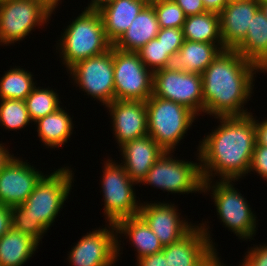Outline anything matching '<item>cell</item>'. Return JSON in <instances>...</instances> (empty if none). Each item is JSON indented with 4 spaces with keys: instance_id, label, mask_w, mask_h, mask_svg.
<instances>
[{
    "instance_id": "1",
    "label": "cell",
    "mask_w": 267,
    "mask_h": 266,
    "mask_svg": "<svg viewBox=\"0 0 267 266\" xmlns=\"http://www.w3.org/2000/svg\"><path fill=\"white\" fill-rule=\"evenodd\" d=\"M220 123L198 144L196 158L200 162L203 181L232 180L248 176L256 145L255 117H214Z\"/></svg>"
},
{
    "instance_id": "2",
    "label": "cell",
    "mask_w": 267,
    "mask_h": 266,
    "mask_svg": "<svg viewBox=\"0 0 267 266\" xmlns=\"http://www.w3.org/2000/svg\"><path fill=\"white\" fill-rule=\"evenodd\" d=\"M265 72L235 49L222 50L201 74L204 115L243 116L251 99L255 74ZM249 99V100H248Z\"/></svg>"
},
{
    "instance_id": "3",
    "label": "cell",
    "mask_w": 267,
    "mask_h": 266,
    "mask_svg": "<svg viewBox=\"0 0 267 266\" xmlns=\"http://www.w3.org/2000/svg\"><path fill=\"white\" fill-rule=\"evenodd\" d=\"M72 172L64 166L45 174L24 203L11 207L12 228L40 244L69 197L75 181Z\"/></svg>"
},
{
    "instance_id": "4",
    "label": "cell",
    "mask_w": 267,
    "mask_h": 266,
    "mask_svg": "<svg viewBox=\"0 0 267 266\" xmlns=\"http://www.w3.org/2000/svg\"><path fill=\"white\" fill-rule=\"evenodd\" d=\"M81 12L75 20L70 21L56 44V50L58 49L66 70L79 61L106 52L113 46L106 37L100 13L94 10Z\"/></svg>"
},
{
    "instance_id": "5",
    "label": "cell",
    "mask_w": 267,
    "mask_h": 266,
    "mask_svg": "<svg viewBox=\"0 0 267 266\" xmlns=\"http://www.w3.org/2000/svg\"><path fill=\"white\" fill-rule=\"evenodd\" d=\"M216 181V182H215ZM203 181L204 195H211L220 222L238 239L251 241L257 232V217L250 203L244 198L232 180Z\"/></svg>"
},
{
    "instance_id": "6",
    "label": "cell",
    "mask_w": 267,
    "mask_h": 266,
    "mask_svg": "<svg viewBox=\"0 0 267 266\" xmlns=\"http://www.w3.org/2000/svg\"><path fill=\"white\" fill-rule=\"evenodd\" d=\"M148 135L165 151L174 152L197 116L179 103L153 94L145 101Z\"/></svg>"
},
{
    "instance_id": "7",
    "label": "cell",
    "mask_w": 267,
    "mask_h": 266,
    "mask_svg": "<svg viewBox=\"0 0 267 266\" xmlns=\"http://www.w3.org/2000/svg\"><path fill=\"white\" fill-rule=\"evenodd\" d=\"M101 188L106 223L115 224L121 219L137 216L141 201L136 198V182L130 179L124 166L112 158L104 161Z\"/></svg>"
},
{
    "instance_id": "8",
    "label": "cell",
    "mask_w": 267,
    "mask_h": 266,
    "mask_svg": "<svg viewBox=\"0 0 267 266\" xmlns=\"http://www.w3.org/2000/svg\"><path fill=\"white\" fill-rule=\"evenodd\" d=\"M55 10L45 0H0V45L23 41L49 23Z\"/></svg>"
},
{
    "instance_id": "9",
    "label": "cell",
    "mask_w": 267,
    "mask_h": 266,
    "mask_svg": "<svg viewBox=\"0 0 267 266\" xmlns=\"http://www.w3.org/2000/svg\"><path fill=\"white\" fill-rule=\"evenodd\" d=\"M174 152H163L140 184L151 185L171 194L203 192L200 162L180 160Z\"/></svg>"
},
{
    "instance_id": "10",
    "label": "cell",
    "mask_w": 267,
    "mask_h": 266,
    "mask_svg": "<svg viewBox=\"0 0 267 266\" xmlns=\"http://www.w3.org/2000/svg\"><path fill=\"white\" fill-rule=\"evenodd\" d=\"M67 73L74 85L103 106L115 100L113 46L106 52L79 61ZM76 83V84H75Z\"/></svg>"
},
{
    "instance_id": "11",
    "label": "cell",
    "mask_w": 267,
    "mask_h": 266,
    "mask_svg": "<svg viewBox=\"0 0 267 266\" xmlns=\"http://www.w3.org/2000/svg\"><path fill=\"white\" fill-rule=\"evenodd\" d=\"M206 221L196 224L177 242L163 247L169 266H225ZM210 232V233H209Z\"/></svg>"
},
{
    "instance_id": "12",
    "label": "cell",
    "mask_w": 267,
    "mask_h": 266,
    "mask_svg": "<svg viewBox=\"0 0 267 266\" xmlns=\"http://www.w3.org/2000/svg\"><path fill=\"white\" fill-rule=\"evenodd\" d=\"M115 100L146 101L153 94V72L136 52L113 47Z\"/></svg>"
},
{
    "instance_id": "13",
    "label": "cell",
    "mask_w": 267,
    "mask_h": 266,
    "mask_svg": "<svg viewBox=\"0 0 267 266\" xmlns=\"http://www.w3.org/2000/svg\"><path fill=\"white\" fill-rule=\"evenodd\" d=\"M153 95L184 105L197 116L204 114L201 74L157 70L153 72Z\"/></svg>"
},
{
    "instance_id": "14",
    "label": "cell",
    "mask_w": 267,
    "mask_h": 266,
    "mask_svg": "<svg viewBox=\"0 0 267 266\" xmlns=\"http://www.w3.org/2000/svg\"><path fill=\"white\" fill-rule=\"evenodd\" d=\"M75 244L67 254L71 266H115L118 261L117 234L113 223L87 232Z\"/></svg>"
},
{
    "instance_id": "15",
    "label": "cell",
    "mask_w": 267,
    "mask_h": 266,
    "mask_svg": "<svg viewBox=\"0 0 267 266\" xmlns=\"http://www.w3.org/2000/svg\"><path fill=\"white\" fill-rule=\"evenodd\" d=\"M22 158L12 156L0 171V204L14 207L24 203L45 175Z\"/></svg>"
},
{
    "instance_id": "16",
    "label": "cell",
    "mask_w": 267,
    "mask_h": 266,
    "mask_svg": "<svg viewBox=\"0 0 267 266\" xmlns=\"http://www.w3.org/2000/svg\"><path fill=\"white\" fill-rule=\"evenodd\" d=\"M173 203L164 201L157 203L141 202L138 215L159 238L164 246L170 245L185 236L196 224L180 217L181 213Z\"/></svg>"
},
{
    "instance_id": "17",
    "label": "cell",
    "mask_w": 267,
    "mask_h": 266,
    "mask_svg": "<svg viewBox=\"0 0 267 266\" xmlns=\"http://www.w3.org/2000/svg\"><path fill=\"white\" fill-rule=\"evenodd\" d=\"M106 107L118 147L148 134L145 101L114 100Z\"/></svg>"
},
{
    "instance_id": "18",
    "label": "cell",
    "mask_w": 267,
    "mask_h": 266,
    "mask_svg": "<svg viewBox=\"0 0 267 266\" xmlns=\"http://www.w3.org/2000/svg\"><path fill=\"white\" fill-rule=\"evenodd\" d=\"M259 8L258 0H239L226 4L219 14L221 38L226 49H235L244 40L252 17Z\"/></svg>"
},
{
    "instance_id": "19",
    "label": "cell",
    "mask_w": 267,
    "mask_h": 266,
    "mask_svg": "<svg viewBox=\"0 0 267 266\" xmlns=\"http://www.w3.org/2000/svg\"><path fill=\"white\" fill-rule=\"evenodd\" d=\"M119 149L123 158L121 164L130 179L138 185L164 152L148 134L123 144Z\"/></svg>"
},
{
    "instance_id": "20",
    "label": "cell",
    "mask_w": 267,
    "mask_h": 266,
    "mask_svg": "<svg viewBox=\"0 0 267 266\" xmlns=\"http://www.w3.org/2000/svg\"><path fill=\"white\" fill-rule=\"evenodd\" d=\"M225 49L223 44L184 40L179 52L170 55L163 69L202 74Z\"/></svg>"
},
{
    "instance_id": "21",
    "label": "cell",
    "mask_w": 267,
    "mask_h": 266,
    "mask_svg": "<svg viewBox=\"0 0 267 266\" xmlns=\"http://www.w3.org/2000/svg\"><path fill=\"white\" fill-rule=\"evenodd\" d=\"M114 225L117 234V259L122 253L120 252L123 249L120 246V239L123 235L129 239V242L132 243L130 245L136 249V260L163 250V245L160 243L159 238L139 215L121 219Z\"/></svg>"
},
{
    "instance_id": "22",
    "label": "cell",
    "mask_w": 267,
    "mask_h": 266,
    "mask_svg": "<svg viewBox=\"0 0 267 266\" xmlns=\"http://www.w3.org/2000/svg\"><path fill=\"white\" fill-rule=\"evenodd\" d=\"M148 0H111L100 13L107 39L114 44L129 28Z\"/></svg>"
},
{
    "instance_id": "23",
    "label": "cell",
    "mask_w": 267,
    "mask_h": 266,
    "mask_svg": "<svg viewBox=\"0 0 267 266\" xmlns=\"http://www.w3.org/2000/svg\"><path fill=\"white\" fill-rule=\"evenodd\" d=\"M159 30L155 9L148 2L133 19L129 28L113 44V47L124 52H136L156 38Z\"/></svg>"
},
{
    "instance_id": "24",
    "label": "cell",
    "mask_w": 267,
    "mask_h": 266,
    "mask_svg": "<svg viewBox=\"0 0 267 266\" xmlns=\"http://www.w3.org/2000/svg\"><path fill=\"white\" fill-rule=\"evenodd\" d=\"M235 50L267 73V17L261 8L252 17L246 37Z\"/></svg>"
},
{
    "instance_id": "25",
    "label": "cell",
    "mask_w": 267,
    "mask_h": 266,
    "mask_svg": "<svg viewBox=\"0 0 267 266\" xmlns=\"http://www.w3.org/2000/svg\"><path fill=\"white\" fill-rule=\"evenodd\" d=\"M58 108L55 112L46 115L34 122L38 137L47 148H59L65 145L73 134L74 123L69 112Z\"/></svg>"
},
{
    "instance_id": "26",
    "label": "cell",
    "mask_w": 267,
    "mask_h": 266,
    "mask_svg": "<svg viewBox=\"0 0 267 266\" xmlns=\"http://www.w3.org/2000/svg\"><path fill=\"white\" fill-rule=\"evenodd\" d=\"M39 247V243L11 228L0 238V266H23Z\"/></svg>"
},
{
    "instance_id": "27",
    "label": "cell",
    "mask_w": 267,
    "mask_h": 266,
    "mask_svg": "<svg viewBox=\"0 0 267 266\" xmlns=\"http://www.w3.org/2000/svg\"><path fill=\"white\" fill-rule=\"evenodd\" d=\"M182 31L184 40L223 44L220 15L217 13L205 12L186 17Z\"/></svg>"
},
{
    "instance_id": "28",
    "label": "cell",
    "mask_w": 267,
    "mask_h": 266,
    "mask_svg": "<svg viewBox=\"0 0 267 266\" xmlns=\"http://www.w3.org/2000/svg\"><path fill=\"white\" fill-rule=\"evenodd\" d=\"M32 76H34L32 72L20 66L11 67L0 79V100H25L32 89L38 85Z\"/></svg>"
},
{
    "instance_id": "29",
    "label": "cell",
    "mask_w": 267,
    "mask_h": 266,
    "mask_svg": "<svg viewBox=\"0 0 267 266\" xmlns=\"http://www.w3.org/2000/svg\"><path fill=\"white\" fill-rule=\"evenodd\" d=\"M29 117L32 122L55 112L60 108L58 93L53 89L35 86L25 99Z\"/></svg>"
},
{
    "instance_id": "30",
    "label": "cell",
    "mask_w": 267,
    "mask_h": 266,
    "mask_svg": "<svg viewBox=\"0 0 267 266\" xmlns=\"http://www.w3.org/2000/svg\"><path fill=\"white\" fill-rule=\"evenodd\" d=\"M33 123L29 117L25 100H0V126L8 131L24 129Z\"/></svg>"
},
{
    "instance_id": "31",
    "label": "cell",
    "mask_w": 267,
    "mask_h": 266,
    "mask_svg": "<svg viewBox=\"0 0 267 266\" xmlns=\"http://www.w3.org/2000/svg\"><path fill=\"white\" fill-rule=\"evenodd\" d=\"M160 28H182L186 16L174 0H151Z\"/></svg>"
},
{
    "instance_id": "32",
    "label": "cell",
    "mask_w": 267,
    "mask_h": 266,
    "mask_svg": "<svg viewBox=\"0 0 267 266\" xmlns=\"http://www.w3.org/2000/svg\"><path fill=\"white\" fill-rule=\"evenodd\" d=\"M136 53L144 65L152 72L163 69L167 59L170 57L166 47L157 38L150 40Z\"/></svg>"
},
{
    "instance_id": "33",
    "label": "cell",
    "mask_w": 267,
    "mask_h": 266,
    "mask_svg": "<svg viewBox=\"0 0 267 266\" xmlns=\"http://www.w3.org/2000/svg\"><path fill=\"white\" fill-rule=\"evenodd\" d=\"M156 38L163 43L169 55L179 52L184 42L182 28H160Z\"/></svg>"
},
{
    "instance_id": "34",
    "label": "cell",
    "mask_w": 267,
    "mask_h": 266,
    "mask_svg": "<svg viewBox=\"0 0 267 266\" xmlns=\"http://www.w3.org/2000/svg\"><path fill=\"white\" fill-rule=\"evenodd\" d=\"M251 171L267 181V146L259 145L256 142L248 173L251 174Z\"/></svg>"
},
{
    "instance_id": "35",
    "label": "cell",
    "mask_w": 267,
    "mask_h": 266,
    "mask_svg": "<svg viewBox=\"0 0 267 266\" xmlns=\"http://www.w3.org/2000/svg\"><path fill=\"white\" fill-rule=\"evenodd\" d=\"M241 262L239 266H267V243L248 247Z\"/></svg>"
},
{
    "instance_id": "36",
    "label": "cell",
    "mask_w": 267,
    "mask_h": 266,
    "mask_svg": "<svg viewBox=\"0 0 267 266\" xmlns=\"http://www.w3.org/2000/svg\"><path fill=\"white\" fill-rule=\"evenodd\" d=\"M180 6L186 17L207 12L202 0H174Z\"/></svg>"
},
{
    "instance_id": "37",
    "label": "cell",
    "mask_w": 267,
    "mask_h": 266,
    "mask_svg": "<svg viewBox=\"0 0 267 266\" xmlns=\"http://www.w3.org/2000/svg\"><path fill=\"white\" fill-rule=\"evenodd\" d=\"M136 266H169L164 252H158L152 255H148L142 257L141 259L137 260Z\"/></svg>"
},
{
    "instance_id": "38",
    "label": "cell",
    "mask_w": 267,
    "mask_h": 266,
    "mask_svg": "<svg viewBox=\"0 0 267 266\" xmlns=\"http://www.w3.org/2000/svg\"><path fill=\"white\" fill-rule=\"evenodd\" d=\"M11 228V207L0 204V238Z\"/></svg>"
},
{
    "instance_id": "39",
    "label": "cell",
    "mask_w": 267,
    "mask_h": 266,
    "mask_svg": "<svg viewBox=\"0 0 267 266\" xmlns=\"http://www.w3.org/2000/svg\"><path fill=\"white\" fill-rule=\"evenodd\" d=\"M256 141L259 145L267 146V119L259 121L255 117Z\"/></svg>"
},
{
    "instance_id": "40",
    "label": "cell",
    "mask_w": 267,
    "mask_h": 266,
    "mask_svg": "<svg viewBox=\"0 0 267 266\" xmlns=\"http://www.w3.org/2000/svg\"><path fill=\"white\" fill-rule=\"evenodd\" d=\"M202 2L207 12L217 14H220L227 4L225 0H202Z\"/></svg>"
},
{
    "instance_id": "41",
    "label": "cell",
    "mask_w": 267,
    "mask_h": 266,
    "mask_svg": "<svg viewBox=\"0 0 267 266\" xmlns=\"http://www.w3.org/2000/svg\"><path fill=\"white\" fill-rule=\"evenodd\" d=\"M4 143H0V171L2 167L10 160V158L14 155L11 154L8 146L6 148V145L4 146Z\"/></svg>"
},
{
    "instance_id": "42",
    "label": "cell",
    "mask_w": 267,
    "mask_h": 266,
    "mask_svg": "<svg viewBox=\"0 0 267 266\" xmlns=\"http://www.w3.org/2000/svg\"><path fill=\"white\" fill-rule=\"evenodd\" d=\"M111 0H91L84 10L98 11L101 7L108 4Z\"/></svg>"
},
{
    "instance_id": "43",
    "label": "cell",
    "mask_w": 267,
    "mask_h": 266,
    "mask_svg": "<svg viewBox=\"0 0 267 266\" xmlns=\"http://www.w3.org/2000/svg\"><path fill=\"white\" fill-rule=\"evenodd\" d=\"M54 10L59 6L58 4L62 2V0H45Z\"/></svg>"
},
{
    "instance_id": "44",
    "label": "cell",
    "mask_w": 267,
    "mask_h": 266,
    "mask_svg": "<svg viewBox=\"0 0 267 266\" xmlns=\"http://www.w3.org/2000/svg\"><path fill=\"white\" fill-rule=\"evenodd\" d=\"M260 3V8L264 12L265 16L267 17V2H259Z\"/></svg>"
},
{
    "instance_id": "45",
    "label": "cell",
    "mask_w": 267,
    "mask_h": 266,
    "mask_svg": "<svg viewBox=\"0 0 267 266\" xmlns=\"http://www.w3.org/2000/svg\"><path fill=\"white\" fill-rule=\"evenodd\" d=\"M227 3L229 2H236V1H239V0H225Z\"/></svg>"
},
{
    "instance_id": "46",
    "label": "cell",
    "mask_w": 267,
    "mask_h": 266,
    "mask_svg": "<svg viewBox=\"0 0 267 266\" xmlns=\"http://www.w3.org/2000/svg\"><path fill=\"white\" fill-rule=\"evenodd\" d=\"M259 2H267V0H258Z\"/></svg>"
}]
</instances>
